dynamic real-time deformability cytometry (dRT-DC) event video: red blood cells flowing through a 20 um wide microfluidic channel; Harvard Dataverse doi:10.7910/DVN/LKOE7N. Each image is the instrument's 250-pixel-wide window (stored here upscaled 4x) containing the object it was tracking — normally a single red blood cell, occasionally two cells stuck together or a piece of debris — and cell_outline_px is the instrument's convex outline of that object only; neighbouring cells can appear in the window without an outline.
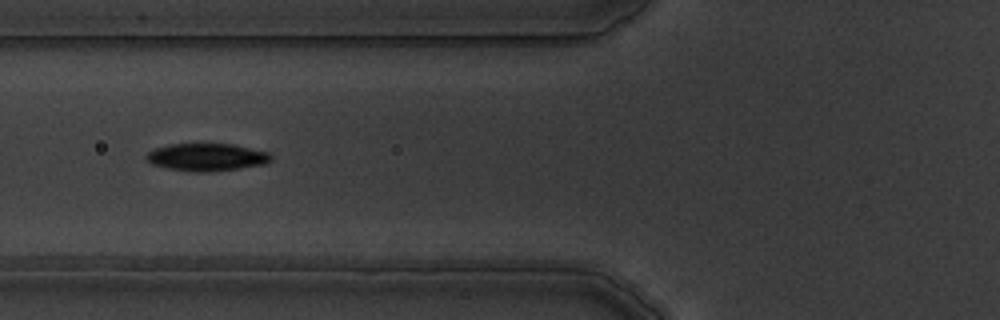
{"species": "common noctule bat (a hibernating species)", "species_latin": "Nyctalus noctula", "temperature_condition": "warm", "stored_images_in_passage": 8, "camera_frame_rate_fps": 3000, "um_per_image_px": 0.085, "animal": {"sex": "male", "body_mass_g": 19.5, "forearm_length_mm": 54.6}, "frame": {"image": 1, "passage_image": 6, "time_ms": 5.667, "image_size_px": [1000, 320], "cell_outline_px": [[272, 160], [264, 164], [240, 168], [208, 172], [192, 172], [168, 168], [152, 164], [144, 156], [148, 152], [156, 148], [168, 144], [232, 144], [268, 152], [272, 156]], "centroid_in_image_um": [17.57, 13.36], "position_along_channel_um": 108.2, "area_um2": 19.94}}
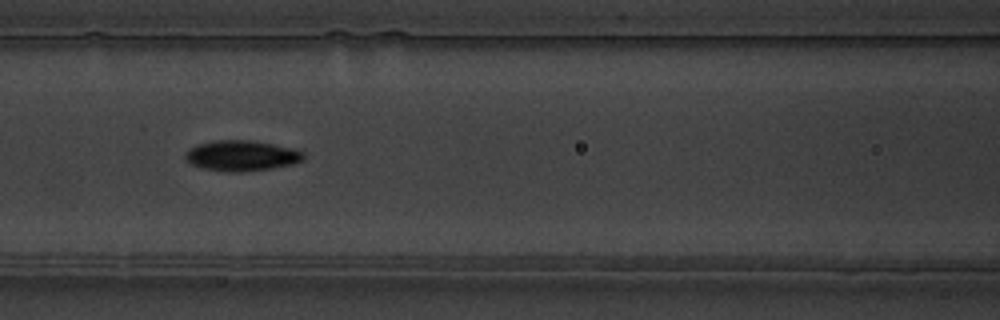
{"frame": {"image": 2, "passage_image": 7, "time_ms": 6.667, "image_size_px": [1000, 320], "cell_outline_px": [[304, 160], [292, 164], [272, 168], [244, 172], [224, 172], [204, 168], [192, 164], [184, 160], [184, 152], [188, 148], [196, 144], [212, 140], [252, 140], [296, 148], [304, 152]], "centroid_in_image_um": [20.51, 13.22], "position_along_channel_um": 146.1, "area_um2": 21.5}}